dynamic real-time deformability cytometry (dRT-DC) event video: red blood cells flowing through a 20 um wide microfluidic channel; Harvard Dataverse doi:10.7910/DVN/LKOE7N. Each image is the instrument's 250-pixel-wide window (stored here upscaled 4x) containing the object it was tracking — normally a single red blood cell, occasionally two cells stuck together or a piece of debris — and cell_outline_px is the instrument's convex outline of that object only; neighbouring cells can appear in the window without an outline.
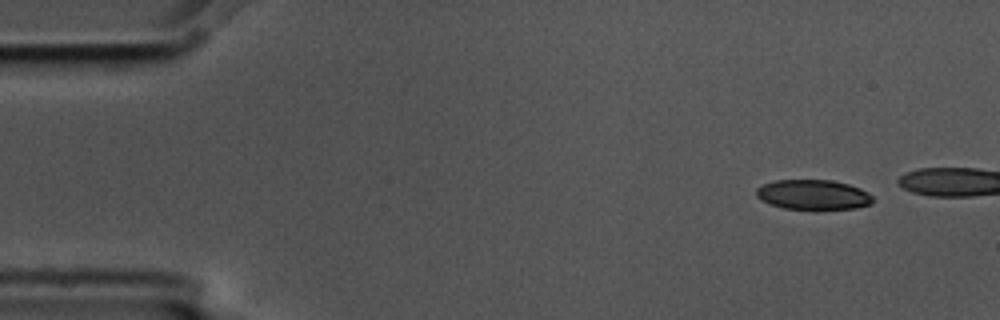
{"species": "common noctule bat (a hibernating species)", "species_latin": "Nyctalus noctula", "temperature_condition": "cold", "stored_images_in_passage": 9, "camera_frame_rate_fps": 3000, "um_per_image_px": 0.085, "animal": {"sex": "male", "body_mass_g": 17.5, "forearm_length_mm": 52.3}, "frame": {"image": 1, "passage_image": 1, "time_ms": 0.0, "image_size_px": [1000, 320], "cell_outline_px": [[872, 204], [856, 208], [816, 212], [784, 208], [760, 200], [756, 196], [756, 188], [764, 184], [776, 180], [832, 180], [848, 184], [860, 188], [868, 192], [872, 196]], "centroid_in_image_um": [69.14, 16.59], "position_along_channel_um": 15.9, "area_um2": 21.04}}